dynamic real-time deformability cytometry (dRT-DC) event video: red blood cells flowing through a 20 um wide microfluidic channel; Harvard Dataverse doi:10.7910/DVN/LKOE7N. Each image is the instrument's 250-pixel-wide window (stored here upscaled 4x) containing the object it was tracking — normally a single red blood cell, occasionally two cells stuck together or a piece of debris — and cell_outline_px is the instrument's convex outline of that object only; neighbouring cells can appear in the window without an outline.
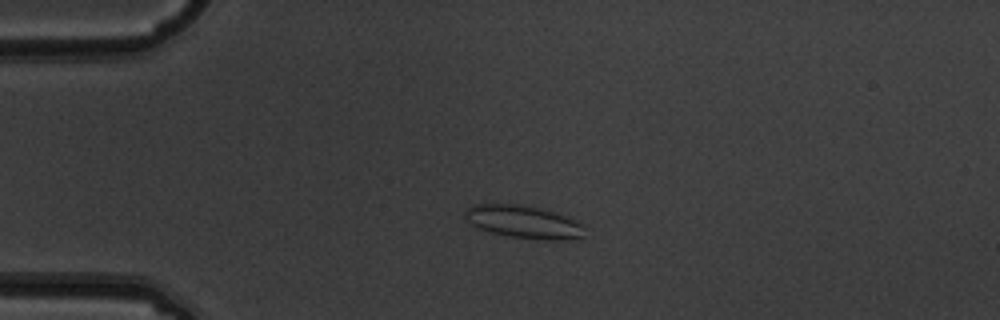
{"species": "common noctule bat (a hibernating species)", "species_latin": "Nyctalus noctula", "temperature_condition": "warm", "stored_images_in_passage": 3, "camera_frame_rate_fps": 3000, "um_per_image_px": 0.085, "animal": {"sex": "male", "body_mass_g": 19.5, "forearm_length_mm": 54.6}, "frame": {"image": 1, "passage_image": 2, "time_ms": 0.333, "image_size_px": [1000, 320], "cell_outline_px": [[584, 236], [568, 240], [548, 240], [512, 236], [492, 232], [480, 228], [472, 224], [464, 216], [464, 212], [472, 204], [520, 204], [540, 208], [556, 212], [568, 216], [580, 224]], "centroid_in_image_um": [44.51, 18.84], "position_along_channel_um": 40.5, "area_um2": 22.54}}